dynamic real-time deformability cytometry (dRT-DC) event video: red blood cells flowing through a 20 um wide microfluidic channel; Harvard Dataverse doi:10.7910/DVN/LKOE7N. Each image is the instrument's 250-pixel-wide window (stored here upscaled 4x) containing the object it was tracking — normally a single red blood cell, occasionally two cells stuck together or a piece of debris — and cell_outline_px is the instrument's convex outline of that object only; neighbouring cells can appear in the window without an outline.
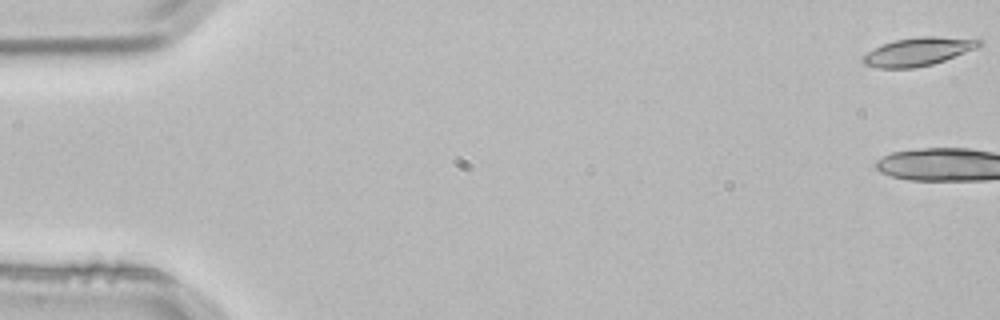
{"species": "common noctule bat (a hibernating species)", "species_latin": "Nyctalus noctula", "temperature_condition": "room temperature", "stored_images_in_passage": 4, "camera_frame_rate_fps": 3000, "um_per_image_px": 0.085, "animal": {"sex": "male", "body_mass_g": 21.5, "forearm_length_mm": 52.0}, "frame": {"image": 1, "passage_image": 1, "time_ms": 0.0, "image_size_px": [1000, 320], "cell_outline_px": [[984, 44], [976, 48], [944, 60], [932, 64], [916, 68], [880, 68], [864, 64], [860, 60], [860, 56], [872, 48], [896, 40], [916, 36], [936, 36], [984, 40]], "centroid_in_image_um": [78.0, 4.38], "position_along_channel_um": 7.0, "area_um2": 19.25}}
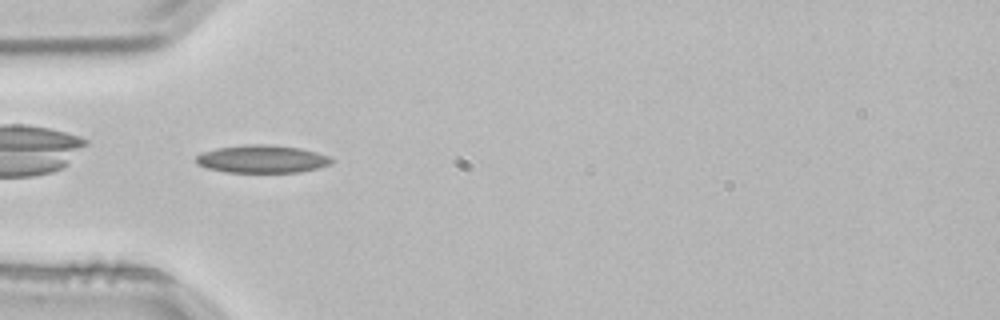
{"frame": {"image": 2, "passage_image": 4, "time_ms": 1.0, "image_size_px": [1000, 320], "cell_outline_px": [[332, 164], [300, 172], [224, 172], [208, 168], [196, 164], [196, 156], [204, 152], [216, 148], [244, 144], [272, 144], [300, 148], [316, 152], [328, 156], [332, 160]], "centroid_in_image_um": [22.26, 13.51], "position_along_channel_um": 62.7, "area_um2": 21.96}}